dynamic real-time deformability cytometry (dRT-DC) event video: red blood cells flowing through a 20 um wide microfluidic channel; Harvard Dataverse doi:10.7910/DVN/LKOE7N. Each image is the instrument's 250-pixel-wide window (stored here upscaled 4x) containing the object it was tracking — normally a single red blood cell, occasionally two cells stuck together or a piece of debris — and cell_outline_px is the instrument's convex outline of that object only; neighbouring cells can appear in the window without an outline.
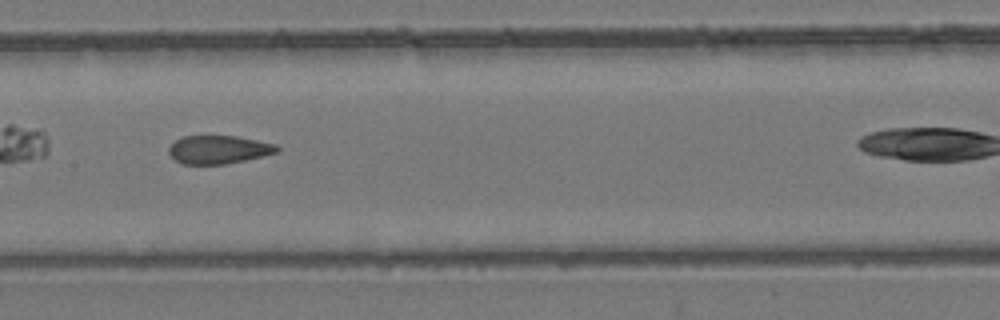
{"species": "common noctule bat (a hibernating species)", "species_latin": "Nyctalus noctula", "temperature_condition": "room temperature", "stored_images_in_passage": 8, "camera_frame_rate_fps": 3000, "um_per_image_px": 0.085, "animal": {"sex": "female", "body_mass_g": 24.6, "forearm_length_mm": 56.2}, "frame": {"image": 1, "passage_image": 5, "time_ms": 5.333, "image_size_px": [1000, 320], "cell_outline_px": [[280, 152], [244, 160], [224, 164], [184, 164], [176, 160], [168, 152], [168, 148], [176, 140], [184, 136], [236, 136], [276, 144], [280, 148]], "centroid_in_image_um": [18.61, 12.71], "position_along_channel_um": 188.8, "area_um2": 17.69}}
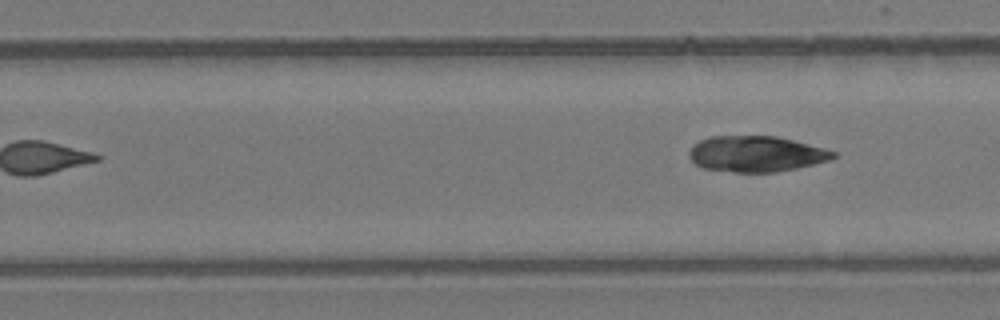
{"frame": {"image": 2, "passage_image": 8, "time_ms": 9.0, "image_size_px": [1000, 320], "cell_outline_px": [[836, 156], [828, 160], [796, 168], [776, 172], [732, 172], [704, 168], [696, 164], [688, 156], [688, 152], [700, 140], [708, 136], [776, 136], [824, 148], [836, 152]], "centroid_in_image_um": [64.25, 13.08], "position_along_channel_um": 265.6, "area_um2": 29.82}}